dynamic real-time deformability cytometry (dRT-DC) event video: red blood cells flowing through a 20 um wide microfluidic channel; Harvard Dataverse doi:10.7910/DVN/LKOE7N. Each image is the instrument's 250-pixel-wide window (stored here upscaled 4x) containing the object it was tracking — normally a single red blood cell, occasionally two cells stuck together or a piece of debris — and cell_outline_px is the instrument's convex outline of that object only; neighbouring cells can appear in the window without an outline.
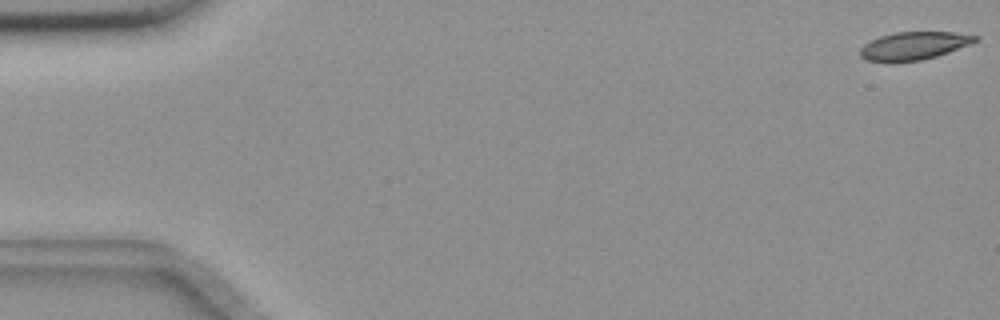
{"species": "common noctule bat (a hibernating species)", "species_latin": "Nyctalus noctula", "temperature_condition": "room temperature", "stored_images_in_passage": 56, "camera_frame_rate_fps": 3000, "um_per_image_px": 0.085, "animal": {"sex": "female", "body_mass_g": 18.4}, "frame": {"image": 1, "passage_image": 1, "time_ms": 0.0, "image_size_px": [1000, 320], "cell_outline_px": [[980, 36], [972, 44], [936, 56], [920, 60], [868, 60], [860, 56], [860, 48], [864, 44], [880, 36], [896, 32], [956, 32]], "centroid_in_image_um": [77.74, 3.86], "position_along_channel_um": 7.3, "area_um2": 18.26}}
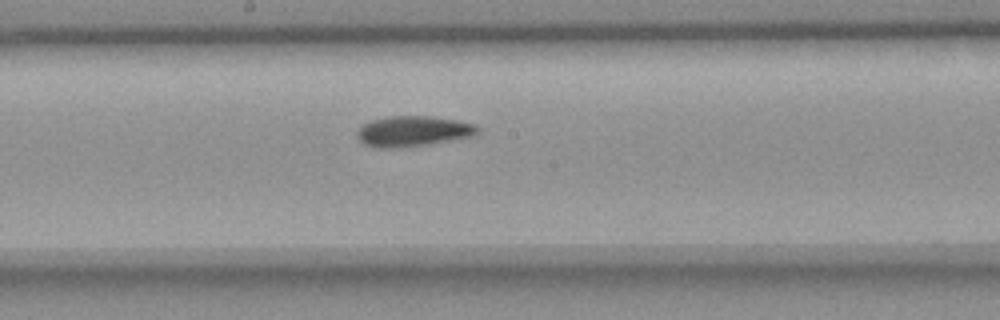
{"frame": {"image": 2, "passage_image": 30, "time_ms": 9.667, "image_size_px": [1000, 320], "cell_outline_px": [[480, 132], [472, 136], [428, 144], [392, 148], [380, 148], [364, 144], [356, 136], [356, 132], [364, 124], [372, 120], [388, 116], [428, 116], [456, 120], [476, 124], [480, 128]], "centroid_in_image_um": [35.12, 11.15], "position_along_channel_um": 213.1, "area_um2": 21.27}}
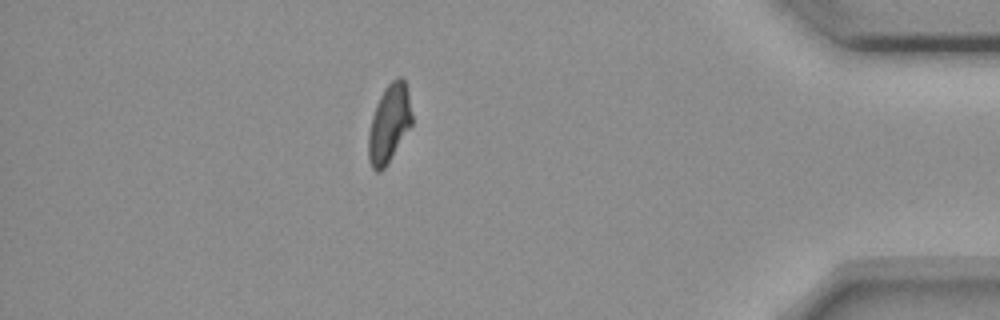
{"frame": {"image": 3, "passage_image": 49, "time_ms": 16.0, "image_size_px": [1000, 320], "cell_outline_px": [[412, 124], [384, 168], [380, 172], [376, 172], [372, 168], [368, 160], [368, 136], [372, 116], [376, 104], [384, 88], [396, 76], [400, 76], [404, 80], [408, 92], [412, 116]], "centroid_in_image_um": [33.06, 10.49], "position_along_channel_um": 402.1, "area_um2": 19.65}, "authors_computed_cell_mechanics": {"area_um2": 20.5768, "velocity_mm_per_s": 3.6544, "shape_relaxation_time_tau1_ms": null, "shape_relaxation_time_tau2_ms": 9.5408, "deformation_change_tau1": null, "deformation_change_tau2": 0.144}}